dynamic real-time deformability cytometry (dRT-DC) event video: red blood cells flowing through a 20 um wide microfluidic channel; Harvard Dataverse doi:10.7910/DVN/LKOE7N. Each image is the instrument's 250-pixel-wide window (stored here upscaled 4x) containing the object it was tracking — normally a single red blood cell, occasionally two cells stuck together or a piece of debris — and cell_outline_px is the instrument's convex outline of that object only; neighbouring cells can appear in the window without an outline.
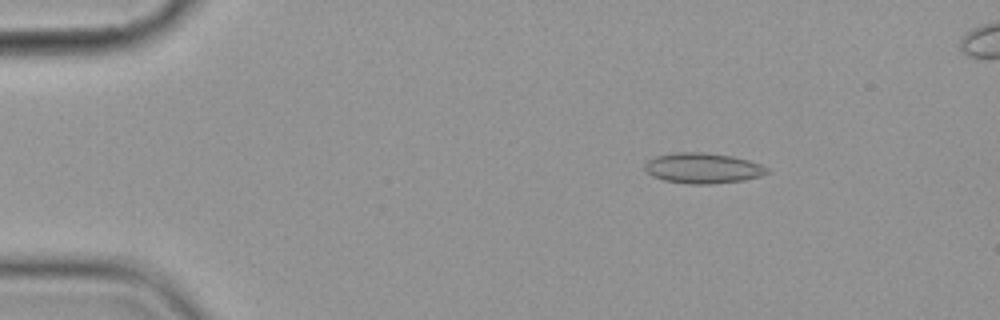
{"species": "common noctule bat (a hibernating species)", "species_latin": "Nyctalus noctula", "temperature_condition": "cold", "stored_images_in_passage": 5, "camera_frame_rate_fps": 3000, "um_per_image_px": 0.085, "animal": {"sex": "female", "body_mass_g": 19.9}, "frame": {"image": 1, "passage_image": 2, "time_ms": 1.333, "image_size_px": [1000, 320], "cell_outline_px": [[768, 172], [760, 176], [744, 180], [712, 184], [688, 184], [664, 180], [652, 176], [644, 168], [644, 164], [648, 160], [656, 156], [676, 152], [704, 152], [732, 156], [748, 160], [760, 164], [768, 168]], "centroid_in_image_um": [59.73, 14.29], "position_along_channel_um": 25.3, "area_um2": 21.68}}